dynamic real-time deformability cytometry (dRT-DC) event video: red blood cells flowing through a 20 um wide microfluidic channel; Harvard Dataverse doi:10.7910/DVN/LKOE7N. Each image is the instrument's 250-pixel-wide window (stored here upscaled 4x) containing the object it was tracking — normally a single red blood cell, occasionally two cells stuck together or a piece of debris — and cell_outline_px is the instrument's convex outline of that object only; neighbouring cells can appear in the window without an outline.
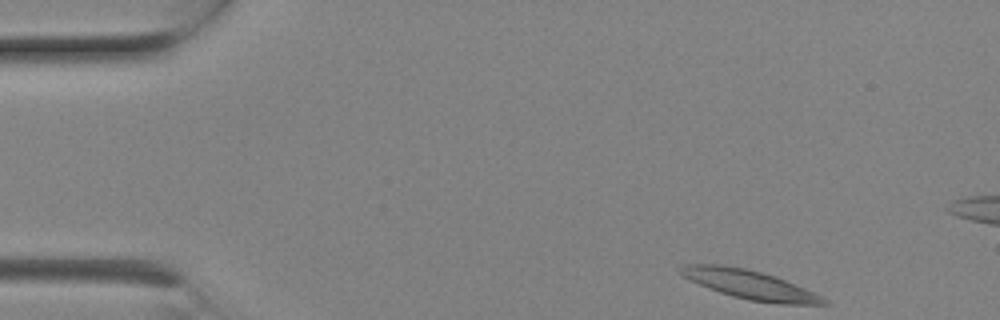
{"species": "Egyptian fruit bat (a non-hibernating species)", "species_latin": "Rousettus aegyptiacus", "temperature_condition": "room temperature", "stored_images_in_passage": 5, "camera_frame_rate_fps": 3000, "um_per_image_px": 0.085, "animal": {"sex": "female"}, "frame": {"image": 1, "passage_image": 1, "time_ms": 0.0, "image_size_px": [1000, 320], "cell_outline_px": [[832, 304], [780, 304], [748, 300], [732, 296], [708, 288], [684, 276], [676, 268], [688, 264], [720, 264], [744, 268], [776, 276], [796, 284], [828, 300]], "centroid_in_image_um": [63.74, 24.19], "position_along_channel_um": 21.3, "area_um2": 23.93}}